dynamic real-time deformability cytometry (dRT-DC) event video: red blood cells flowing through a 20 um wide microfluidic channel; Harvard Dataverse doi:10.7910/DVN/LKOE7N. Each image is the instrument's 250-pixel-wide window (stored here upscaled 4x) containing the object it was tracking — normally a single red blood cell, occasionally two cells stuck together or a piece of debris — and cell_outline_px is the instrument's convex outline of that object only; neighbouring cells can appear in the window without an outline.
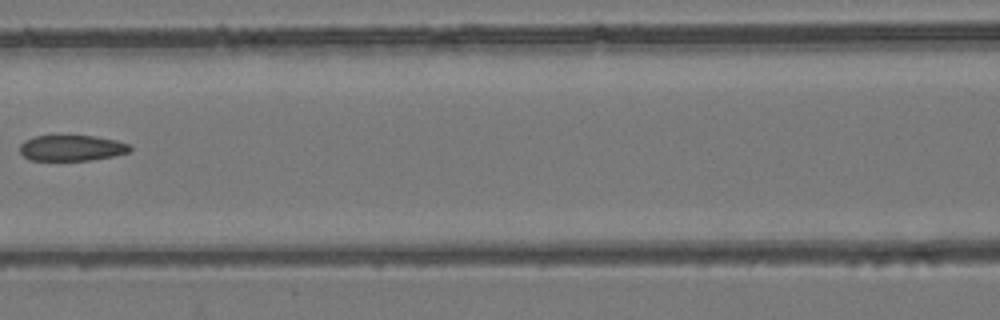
{"species": "common noctule bat (a hibernating species)", "species_latin": "Nyctalus noctula", "temperature_condition": "room temperature", "stored_images_in_passage": 6, "camera_frame_rate_fps": 3000, "um_per_image_px": 0.085, "animal": {"sex": "female", "body_mass_g": 24.6, "forearm_length_mm": 56.2}, "frame": {"image": 1, "passage_image": 6, "time_ms": 6.0, "image_size_px": [1000, 320], "cell_outline_px": [[132, 148], [128, 152], [112, 156], [92, 160], [28, 160], [20, 152], [20, 144], [24, 140], [36, 136], [96, 136], [116, 140], [128, 144]], "centroid_in_image_um": [6.07, 12.58], "position_along_channel_um": 160.5, "area_um2": 16.47}}